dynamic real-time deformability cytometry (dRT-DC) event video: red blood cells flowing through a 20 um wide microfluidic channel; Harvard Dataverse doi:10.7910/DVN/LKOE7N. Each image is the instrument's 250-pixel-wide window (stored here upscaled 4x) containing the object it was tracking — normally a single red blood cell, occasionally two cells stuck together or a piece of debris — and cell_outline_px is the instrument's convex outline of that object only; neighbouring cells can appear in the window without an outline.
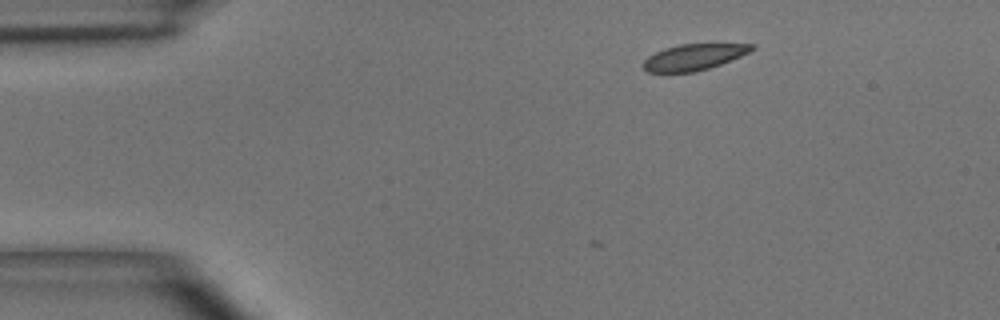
{"species": "common noctule bat (a hibernating species)", "species_latin": "Nyctalus noctula", "temperature_condition": "room temperature", "stored_images_in_passage": 5, "camera_frame_rate_fps": 3000, "um_per_image_px": 0.085, "animal": {"sex": "male", "body_mass_g": 15.6}, "frame": {"image": 1, "passage_image": 5, "time_ms": 1.333, "image_size_px": [1000, 320], "cell_outline_px": [[756, 48], [740, 56], [720, 64], [696, 72], [648, 72], [644, 68], [644, 60], [648, 56], [664, 48], [680, 44], [756, 44]], "centroid_in_image_um": [58.98, 4.84], "position_along_channel_um": 26.0, "area_um2": 16.3}}